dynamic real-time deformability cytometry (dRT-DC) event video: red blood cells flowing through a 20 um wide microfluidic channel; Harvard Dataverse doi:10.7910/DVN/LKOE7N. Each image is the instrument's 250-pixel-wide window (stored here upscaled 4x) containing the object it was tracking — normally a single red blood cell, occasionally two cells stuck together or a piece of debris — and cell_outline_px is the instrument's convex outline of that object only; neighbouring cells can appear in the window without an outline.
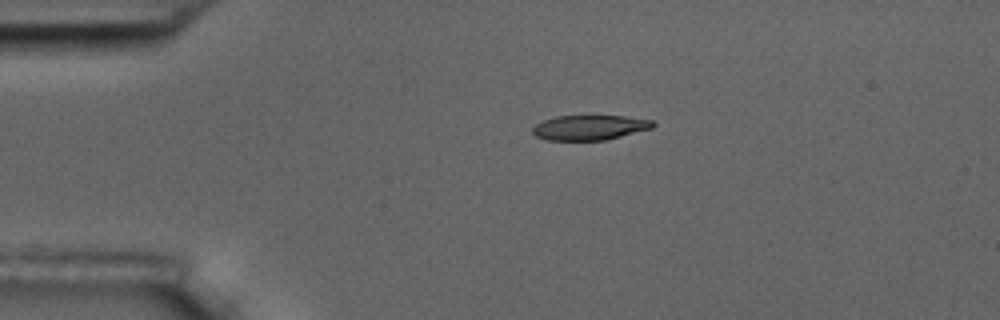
{"species": "common noctule bat (a hibernating species)", "species_latin": "Nyctalus noctula", "temperature_condition": "room temperature", "stored_images_in_passage": 5, "camera_frame_rate_fps": 3000, "um_per_image_px": 0.085, "animal": {"sex": "male", "body_mass_g": 17.5, "forearm_length_mm": 52.3}, "frame": {"image": 1, "passage_image": 5, "time_ms": 5.667, "image_size_px": [1000, 320], "cell_outline_px": [[656, 124], [652, 128], [604, 140], [548, 140], [536, 136], [532, 132], [532, 128], [536, 124], [544, 120], [556, 116], [624, 116], [652, 120]], "centroid_in_image_um": [50.11, 10.83], "position_along_channel_um": 34.9, "area_um2": 17.28}}